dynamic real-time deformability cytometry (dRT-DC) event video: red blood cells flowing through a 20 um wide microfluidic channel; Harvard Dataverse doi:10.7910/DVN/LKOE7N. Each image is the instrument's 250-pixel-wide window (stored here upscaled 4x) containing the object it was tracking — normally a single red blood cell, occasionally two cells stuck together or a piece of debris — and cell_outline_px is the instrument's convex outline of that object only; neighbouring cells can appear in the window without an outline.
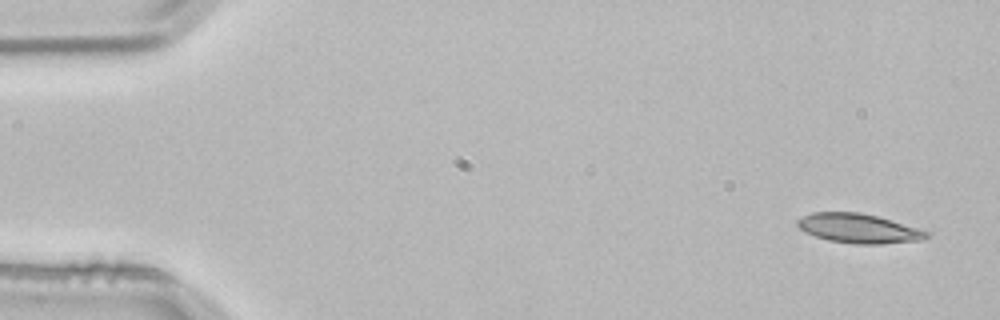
{"species": "common noctule bat (a hibernating species)", "species_latin": "Nyctalus noctula", "temperature_condition": "room temperature", "stored_images_in_passage": 4, "camera_frame_rate_fps": 3000, "um_per_image_px": 0.085, "animal": {"sex": "male", "body_mass_g": 21.5, "forearm_length_mm": 52.0}, "frame": {"image": 1, "passage_image": 1, "time_ms": 0.0, "image_size_px": [1000, 320], "cell_outline_px": [[932, 236], [920, 240], [880, 244], [856, 244], [828, 240], [804, 232], [796, 224], [796, 220], [812, 212], [860, 212], [876, 216], [932, 232]], "centroid_in_image_um": [73.0, 19.42], "position_along_channel_um": 12.0, "area_um2": 22.08}}
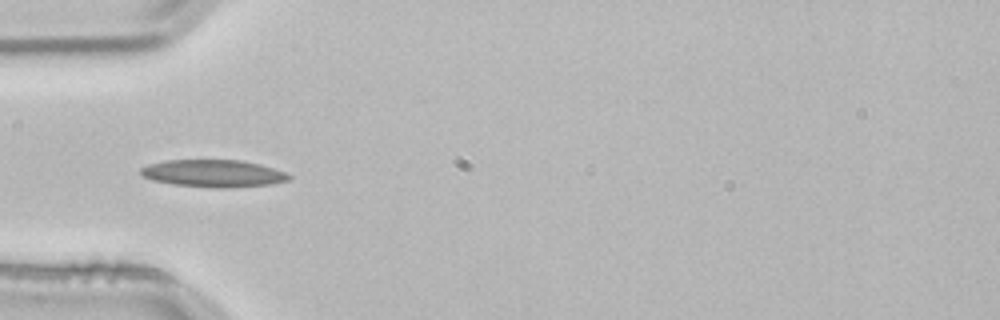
{"frame": {"image": 2, "passage_image": 4, "time_ms": 1.0, "image_size_px": [1000, 320], "cell_outline_px": [[292, 176], [288, 180], [272, 184], [224, 188], [216, 188], [172, 184], [152, 180], [144, 176], [140, 172], [140, 168], [148, 164], [164, 160], [240, 160], [260, 164], [284, 172]], "centroid_in_image_um": [18.11, 14.74], "position_along_channel_um": 66.9, "area_um2": 23.52}}